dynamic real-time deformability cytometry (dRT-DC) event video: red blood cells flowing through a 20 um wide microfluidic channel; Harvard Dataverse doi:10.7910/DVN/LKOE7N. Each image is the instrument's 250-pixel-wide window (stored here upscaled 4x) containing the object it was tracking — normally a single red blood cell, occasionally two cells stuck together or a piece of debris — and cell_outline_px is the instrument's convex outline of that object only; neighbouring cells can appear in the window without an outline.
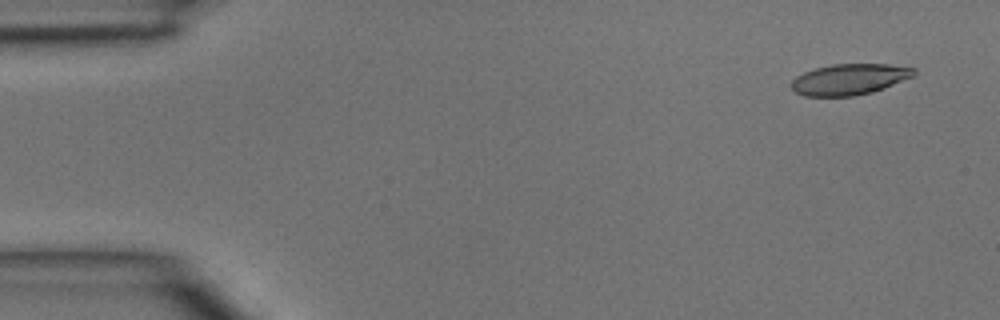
{"species": "common noctule bat (a hibernating species)", "species_latin": "Nyctalus noctula", "temperature_condition": "room temperature", "stored_images_in_passage": 5, "segment_of_instrument_passage": [1, 2], "camera_frame_rate_fps": 3000, "um_per_image_px": 0.085, "animal": {"sex": "male", "body_mass_g": 15.6}, "frame": {"image": 1, "passage_image": 1, "time_ms": 0.0, "image_size_px": [1000, 320], "cell_outline_px": [[916, 76], [884, 88], [872, 92], [852, 96], [804, 96], [796, 92], [792, 88], [792, 80], [796, 76], [804, 72], [816, 68], [832, 64], [888, 64], [916, 68]], "centroid_in_image_um": [72.24, 6.74], "position_along_channel_um": 12.8, "area_um2": 22.2}}
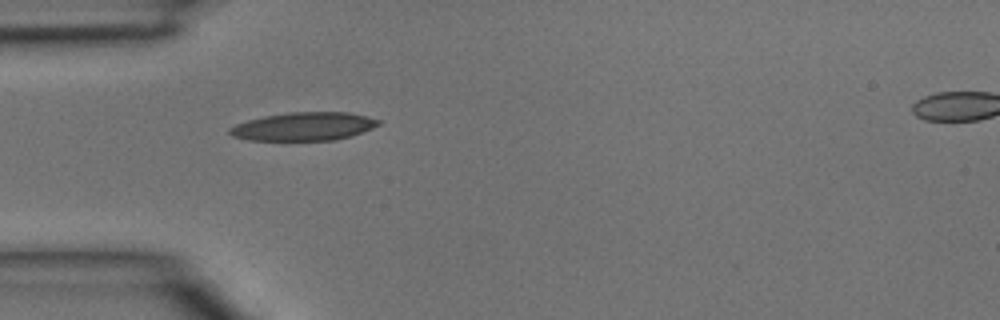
{"frame": {"image": 2, "passage_image": 4, "time_ms": 1.0, "image_size_px": [1000, 320], "cell_outline_px": [[380, 124], [372, 128], [336, 140], [248, 140], [232, 136], [228, 132], [228, 128], [236, 124], [248, 120], [264, 116], [288, 112], [348, 112], [380, 120]], "centroid_in_image_um": [25.77, 10.74], "position_along_channel_um": 59.2, "area_um2": 24.33}}